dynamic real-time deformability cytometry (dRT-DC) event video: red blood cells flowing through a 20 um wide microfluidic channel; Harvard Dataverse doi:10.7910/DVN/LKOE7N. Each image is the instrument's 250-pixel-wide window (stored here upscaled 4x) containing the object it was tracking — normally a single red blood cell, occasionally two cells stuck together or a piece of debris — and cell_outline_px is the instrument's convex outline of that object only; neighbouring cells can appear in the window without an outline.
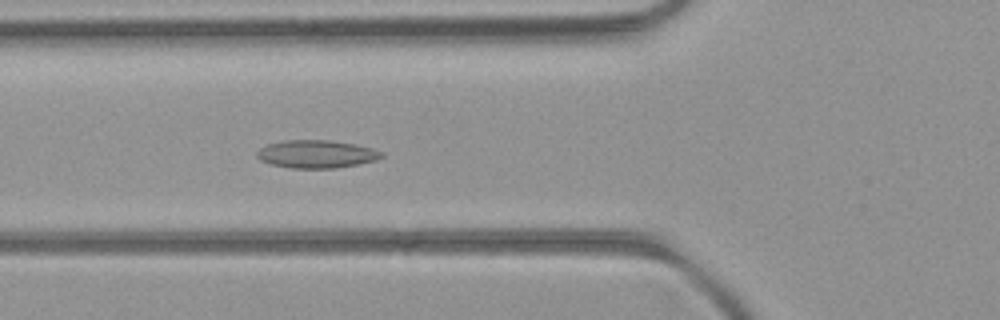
{"species": "common noctule bat (a hibernating species)", "species_latin": "Nyctalus noctula", "temperature_condition": "room temperature", "stored_images_in_passage": 47, "camera_frame_rate_fps": 3000, "um_per_image_px": 0.085, "animal": {"sex": "female", "body_mass_g": 21.9}, "frame": {"image": 1, "passage_image": 14, "time_ms": 4.333, "image_size_px": [1000, 320], "cell_outline_px": [[384, 156], [376, 160], [336, 168], [292, 168], [272, 164], [260, 160], [256, 156], [256, 152], [260, 148], [268, 144], [280, 140], [332, 140], [372, 148], [384, 152]], "centroid_in_image_um": [26.88, 13.09], "position_along_channel_um": 98.9, "area_um2": 20.23}}
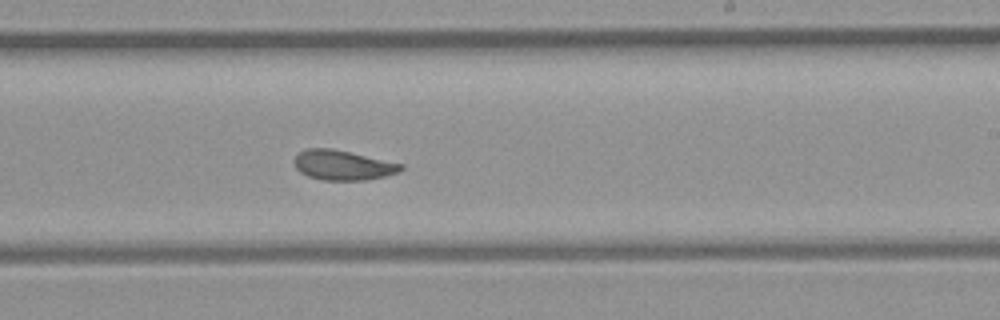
{"frame": {"image": 2, "passage_image": 26, "time_ms": 8.333, "image_size_px": [1000, 320], "cell_outline_px": [[404, 168], [400, 172], [368, 180], [324, 180], [308, 176], [300, 172], [296, 168], [292, 160], [300, 152], [308, 148], [332, 148], [404, 164]], "centroid_in_image_um": [29.15, 14.04], "position_along_channel_um": 259.9, "area_um2": 18.61}}
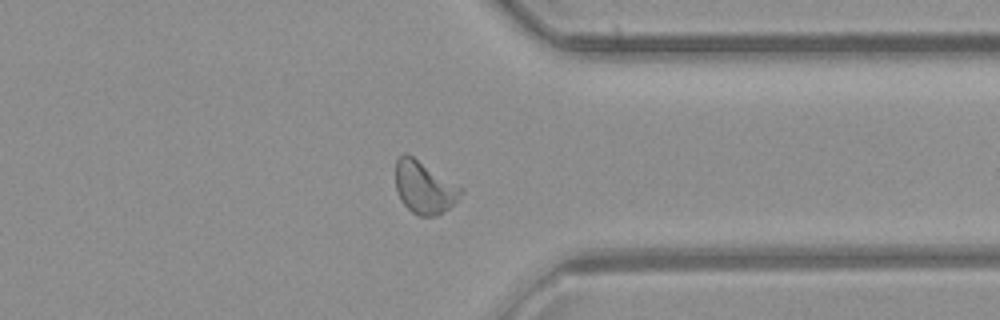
{"frame": {"image": 3, "passage_image": 35, "time_ms": 11.333, "image_size_px": [1000, 320], "cell_outline_px": [[464, 192], [448, 208], [436, 216], [420, 216], [412, 212], [400, 200], [396, 188], [396, 160], [404, 152], [408, 152], [464, 188]], "centroid_in_image_um": [36.06, 15.89], "position_along_channel_um": 375.3, "area_um2": 20.11}, "authors_computed_cell_mechanics": {"area_um2": 19.4208, "velocity_mm_per_s": 4.0203, "shape_relaxation_time_tau1_ms": null, "shape_relaxation_time_tau2_ms": 2.6704, "deformation_change_tau1": null, "deformation_change_tau2": 0.084}}